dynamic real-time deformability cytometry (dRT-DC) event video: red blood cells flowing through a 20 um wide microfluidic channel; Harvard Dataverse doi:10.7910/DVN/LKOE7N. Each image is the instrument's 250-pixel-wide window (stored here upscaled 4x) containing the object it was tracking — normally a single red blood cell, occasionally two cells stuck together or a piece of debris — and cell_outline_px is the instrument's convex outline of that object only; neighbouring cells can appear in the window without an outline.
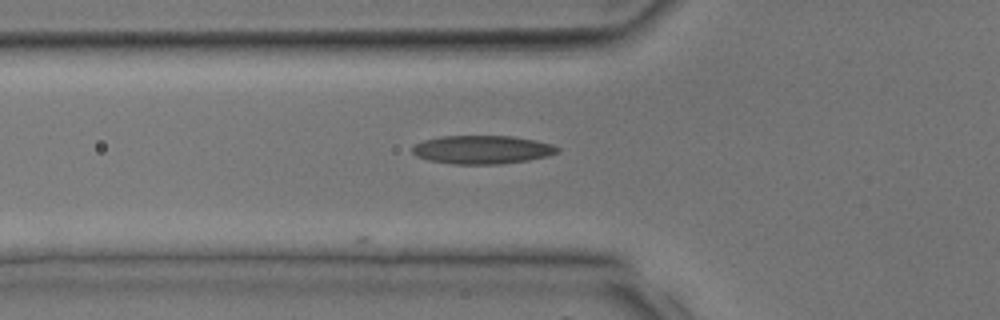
{"species": "common noctule bat (a hibernating species)", "species_latin": "Nyctalus noctula", "temperature_condition": "room temperature", "stored_images_in_passage": 6, "camera_frame_rate_fps": 3000, "um_per_image_px": 0.085, "animal": {"sex": "male", "body_mass_g": 17.9, "forearm_length_mm": 54.2}, "frame": {"image": 1, "passage_image": 2, "time_ms": 0.333, "image_size_px": [1000, 320], "cell_outline_px": [[560, 152], [548, 156], [528, 160], [500, 164], [452, 164], [428, 160], [416, 156], [412, 152], [412, 144], [424, 140], [440, 136], [512, 136], [536, 140], [552, 144], [560, 148]], "centroid_in_image_um": [40.98, 12.72], "position_along_channel_um": 84.8, "area_um2": 24.28}}
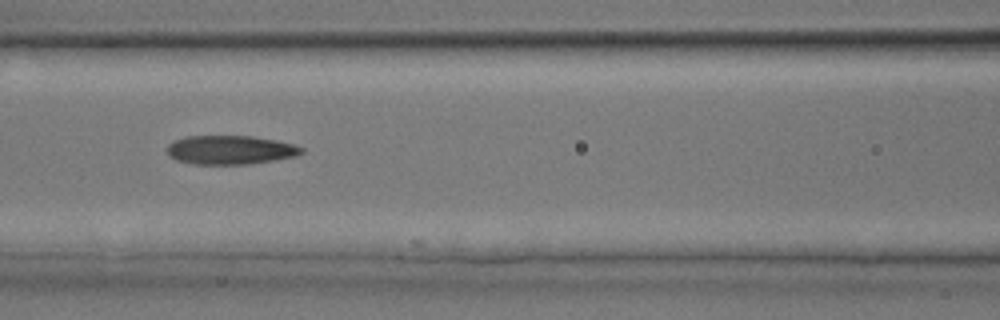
{"frame": {"image": 2, "passage_image": 5, "time_ms": 1.333, "image_size_px": [1000, 320], "cell_outline_px": [[304, 152], [300, 156], [276, 160], [248, 164], [192, 164], [176, 160], [168, 156], [168, 144], [184, 136], [252, 136], [276, 140], [292, 144], [304, 148]], "centroid_in_image_um": [19.61, 12.75], "position_along_channel_um": 147.0, "area_um2": 22.83}}